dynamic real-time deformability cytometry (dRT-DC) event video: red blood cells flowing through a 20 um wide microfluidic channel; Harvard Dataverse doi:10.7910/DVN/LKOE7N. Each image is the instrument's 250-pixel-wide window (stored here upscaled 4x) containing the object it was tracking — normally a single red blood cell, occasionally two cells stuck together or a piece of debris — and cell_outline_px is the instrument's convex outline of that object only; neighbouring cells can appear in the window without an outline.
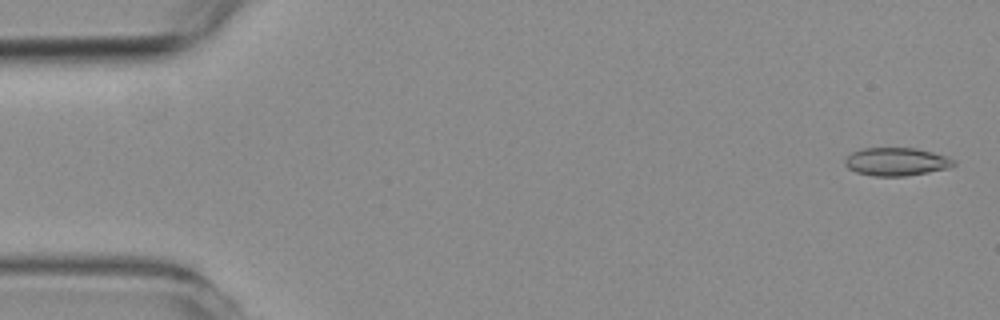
{"species": "common noctule bat (a hibernating species)", "species_latin": "Nyctalus noctula", "temperature_condition": "room temperature", "stored_images_in_passage": 32, "camera_frame_rate_fps": 3000, "um_per_image_px": 0.085, "animal": {"sex": "female", "body_mass_g": 19.3, "forearm_length_mm": 54.1}, "frame": {"image": 1, "passage_image": 2, "time_ms": 0.333, "image_size_px": [1000, 320], "cell_outline_px": [[956, 164], [948, 168], [928, 172], [904, 176], [872, 176], [856, 172], [848, 168], [844, 164], [844, 160], [852, 152], [864, 148], [916, 148], [948, 156], [956, 160]], "centroid_in_image_um": [76.2, 13.74], "position_along_channel_um": 8.8, "area_um2": 17.86}}
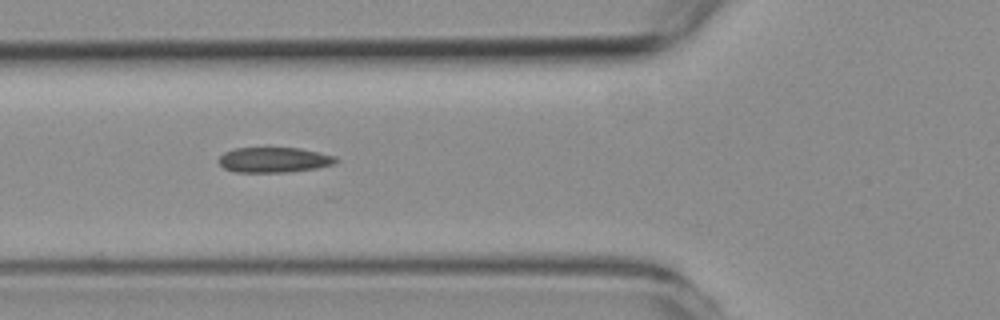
{"frame": {"image": 2, "passage_image": 21, "time_ms": 6.667, "image_size_px": [1000, 320], "cell_outline_px": [[340, 160], [332, 164], [316, 168], [288, 172], [236, 172], [224, 168], [220, 164], [220, 156], [224, 152], [236, 148], [300, 148], [320, 152], [336, 156]], "centroid_in_image_um": [23.32, 13.58], "position_along_channel_um": 102.5, "area_um2": 17.17}}
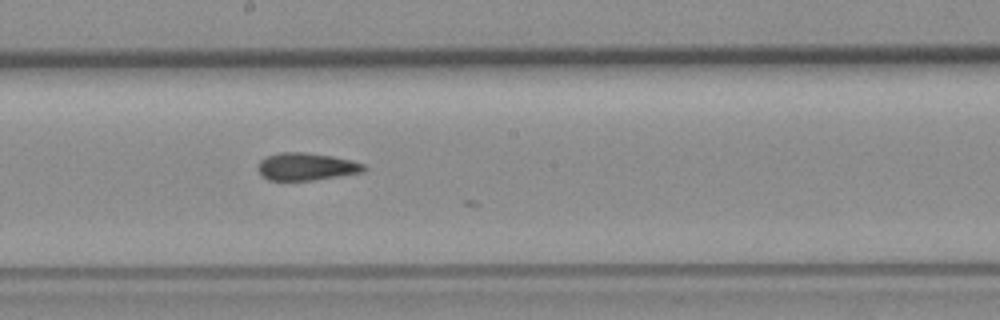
{"frame": {"image": 3, "passage_image": 31, "time_ms": 10.0, "image_size_px": [1000, 320], "cell_outline_px": [[368, 168], [364, 172], [312, 180], [268, 180], [256, 168], [260, 160], [268, 156], [280, 152], [304, 152], [332, 156], [352, 160], [364, 164]], "centroid_in_image_um": [26.06, 14.16], "position_along_channel_um": 222.1, "area_um2": 16.94}}